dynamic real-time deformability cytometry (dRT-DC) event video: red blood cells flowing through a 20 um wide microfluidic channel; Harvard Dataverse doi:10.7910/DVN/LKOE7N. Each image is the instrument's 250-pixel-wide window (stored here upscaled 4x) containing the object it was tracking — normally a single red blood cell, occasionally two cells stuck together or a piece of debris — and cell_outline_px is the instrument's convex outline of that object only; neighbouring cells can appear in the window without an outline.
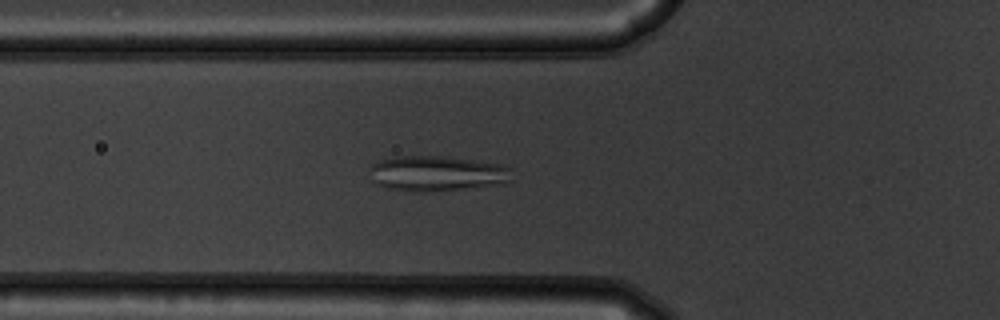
{"species": "common noctule bat (a hibernating species)", "species_latin": "Nyctalus noctula", "temperature_condition": "warm", "stored_images_in_passage": 37, "camera_frame_rate_fps": 3000, "um_per_image_px": 0.085, "animal": {"sex": "male", "body_mass_g": 19.5, "forearm_length_mm": 54.6}, "frame": {"image": 1, "passage_image": 3, "time_ms": 0.667, "image_size_px": [1000, 320], "cell_outline_px": [[512, 168], [508, 180], [504, 184], [432, 192], [412, 192], [384, 188], [376, 184], [372, 180], [368, 168], [372, 164], [380, 160], [396, 156], [448, 156], [500, 164]], "centroid_in_image_um": [37.09, 14.75], "position_along_channel_um": 88.7, "area_um2": 29.77}}
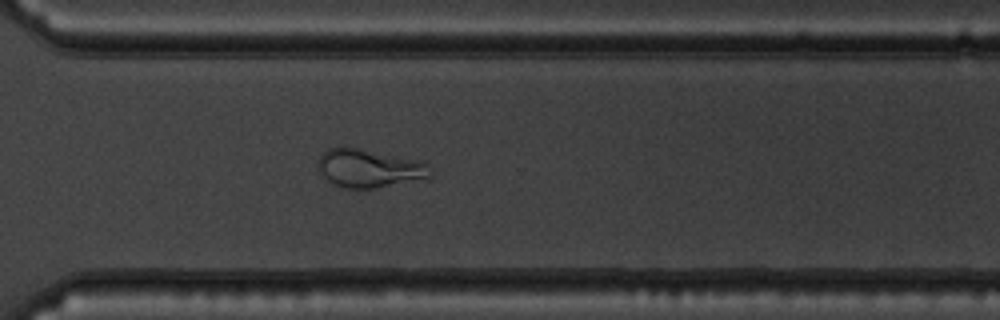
{"frame": {"image": 2, "passage_image": 23, "time_ms": 7.333, "image_size_px": [1000, 320], "cell_outline_px": [[432, 176], [428, 180], [372, 188], [344, 188], [328, 184], [320, 176], [316, 168], [316, 164], [320, 156], [328, 148], [356, 148], [420, 160], [428, 164], [432, 172]], "centroid_in_image_um": [31.38, 14.35], "position_along_channel_um": 339.2, "area_um2": 25.72}}
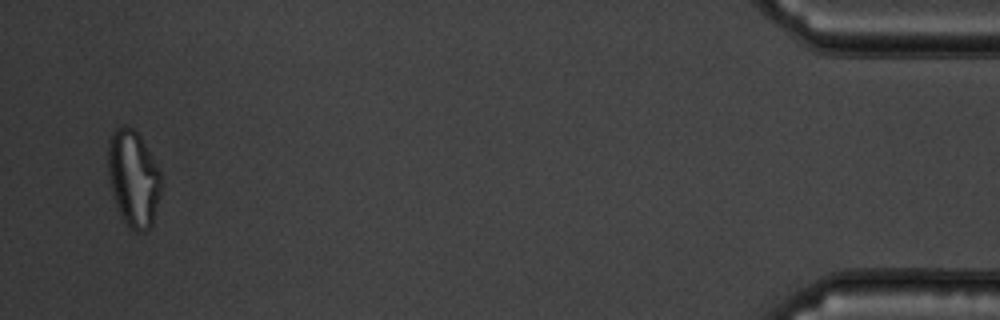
{"frame": {"image": 3, "passage_image": 36, "time_ms": 11.667, "image_size_px": [1000, 320], "cell_outline_px": [[160, 196], [152, 224], [144, 232], [136, 232], [128, 228], [120, 216], [112, 192], [108, 176], [108, 144], [112, 132], [116, 128], [124, 124], [128, 124], [140, 136], [160, 168]], "centroid_in_image_um": [11.33, 15.16], "position_along_channel_um": 423.9, "area_um2": 30.11}}